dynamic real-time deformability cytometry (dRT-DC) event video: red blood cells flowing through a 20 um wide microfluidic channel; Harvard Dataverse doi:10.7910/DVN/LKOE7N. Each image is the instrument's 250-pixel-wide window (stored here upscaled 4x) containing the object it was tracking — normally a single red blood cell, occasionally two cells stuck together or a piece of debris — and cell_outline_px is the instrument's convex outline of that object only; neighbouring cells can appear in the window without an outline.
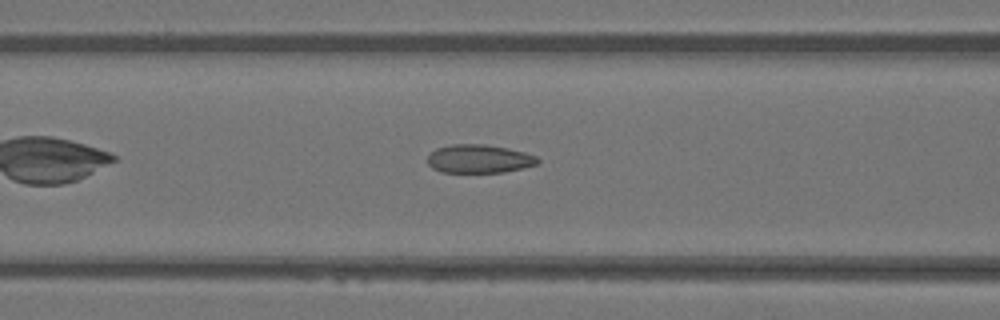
{"species": "Egyptian fruit bat (a non-hibernating species)", "species_latin": "Rousettus aegyptiacus", "temperature_condition": "warm", "stored_images_in_passage": 19, "camera_frame_rate_fps": 3000, "um_per_image_px": 0.085, "animal": {"sex": "female"}, "frame": {"image": 1, "passage_image": 5, "time_ms": 1.333, "image_size_px": [1000, 320], "cell_outline_px": [[540, 160], [536, 164], [504, 172], [440, 172], [432, 168], [428, 164], [428, 156], [436, 148], [452, 144], [484, 144], [508, 148], [524, 152], [536, 156]], "centroid_in_image_um": [40.69, 13.49], "position_along_channel_um": 125.9, "area_um2": 18.15}}
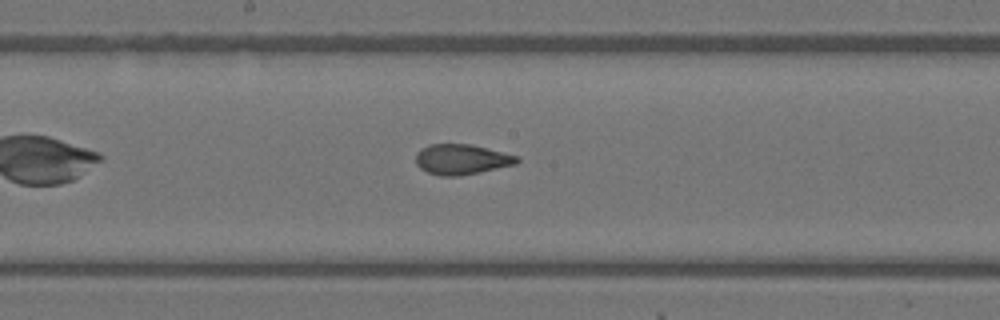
{"frame": {"image": 2, "passage_image": 11, "time_ms": 3.333, "image_size_px": [1000, 320], "cell_outline_px": [[520, 160], [516, 164], [480, 172], [460, 176], [440, 176], [428, 172], [420, 168], [416, 164], [416, 152], [420, 148], [428, 144], [472, 144], [520, 156]], "centroid_in_image_um": [39.24, 13.54], "position_along_channel_um": 209.0, "area_um2": 18.09}}
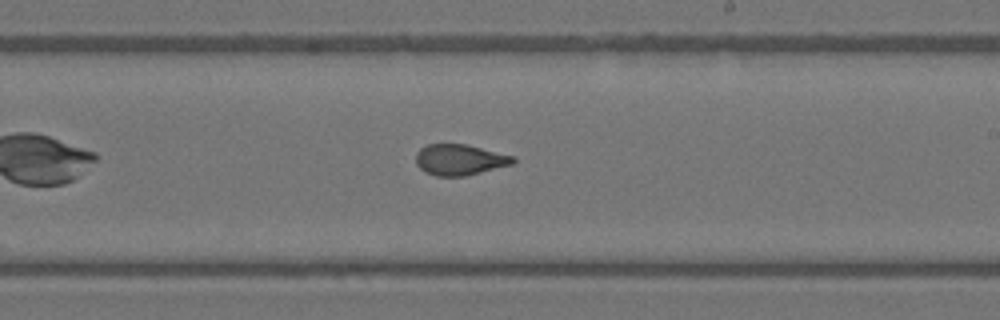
{"frame": {"image": 3, "passage_image": 14, "time_ms": 4.333, "image_size_px": [1000, 320], "cell_outline_px": [[516, 160], [512, 164], [464, 176], [436, 176], [424, 172], [416, 164], [416, 152], [420, 148], [428, 144], [464, 144], [516, 156]], "centroid_in_image_um": [39.05, 13.57], "position_along_channel_um": 249.9, "area_um2": 17.46}}